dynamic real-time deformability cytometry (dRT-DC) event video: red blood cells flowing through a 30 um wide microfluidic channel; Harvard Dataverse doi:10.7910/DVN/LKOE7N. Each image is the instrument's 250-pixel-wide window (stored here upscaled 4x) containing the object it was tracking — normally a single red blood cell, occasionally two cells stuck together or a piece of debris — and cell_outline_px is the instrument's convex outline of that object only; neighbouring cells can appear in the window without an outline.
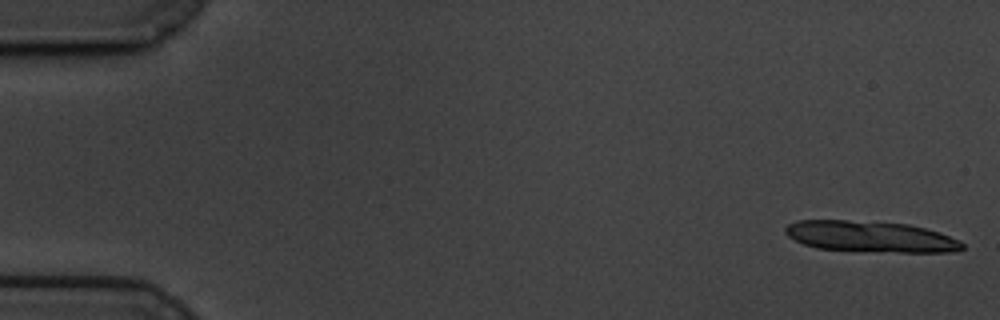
{"species": "common noctule bat (a hibernating species)", "species_latin": "Nyctalus noctula", "temperature_condition": "cold", "stored_images_in_passage": 13, "camera_frame_rate_fps": 3000, "um_per_image_px": 0.085, "animal": {"sex": "male", "body_mass_g": 19.5, "forearm_length_mm": 54.6}, "frame": {"image": 1, "passage_image": 1, "time_ms": 0.0, "image_size_px": [1000, 320], "cell_outline_px": [[964, 248], [952, 252], [880, 252], [816, 248], [804, 244], [788, 236], [784, 232], [784, 228], [788, 224], [796, 220], [848, 220], [908, 224], [924, 228], [960, 240], [964, 244]], "centroid_in_image_um": [73.97, 20.11], "position_along_channel_um": 11.0, "area_um2": 31.96}}